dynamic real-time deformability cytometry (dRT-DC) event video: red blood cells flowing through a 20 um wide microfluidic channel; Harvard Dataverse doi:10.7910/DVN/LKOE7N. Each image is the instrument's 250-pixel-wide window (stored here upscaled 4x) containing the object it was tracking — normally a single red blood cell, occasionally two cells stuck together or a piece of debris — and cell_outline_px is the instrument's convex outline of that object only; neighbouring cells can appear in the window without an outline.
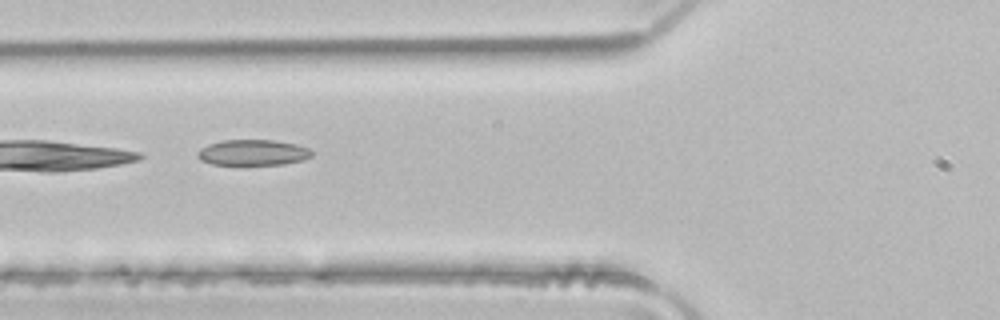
{"species": "common noctule bat (a hibernating species)", "species_latin": "Nyctalus noctula", "temperature_condition": "room temperature", "stored_images_in_passage": 7, "camera_frame_rate_fps": 3000, "um_per_image_px": 0.085, "animal": {"sex": "male", "body_mass_g": 21.5, "forearm_length_mm": 52.0}, "frame": {"image": 1, "passage_image": 5, "time_ms": 1.333, "image_size_px": [1000, 320], "cell_outline_px": [[312, 156], [304, 160], [284, 164], [212, 164], [200, 160], [196, 156], [196, 152], [200, 148], [208, 144], [220, 140], [276, 140], [296, 144], [308, 148], [312, 152]], "centroid_in_image_um": [21.47, 12.95], "position_along_channel_um": 104.3, "area_um2": 17.22}}
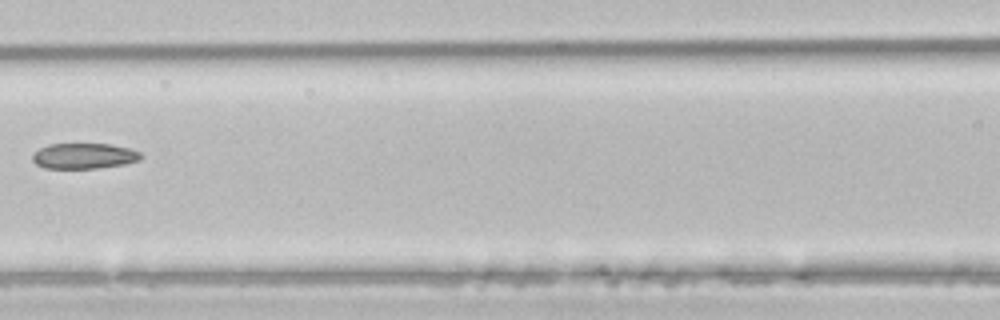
{"frame": {"image": 2, "passage_image": 6, "time_ms": 1.667, "image_size_px": [1000, 320], "cell_outline_px": [[144, 156], [140, 160], [124, 164], [96, 168], [44, 168], [36, 164], [32, 160], [32, 156], [40, 148], [48, 144], [112, 144], [128, 148], [140, 152]], "centroid_in_image_um": [7.16, 13.25], "position_along_channel_um": 159.4, "area_um2": 16.13}}
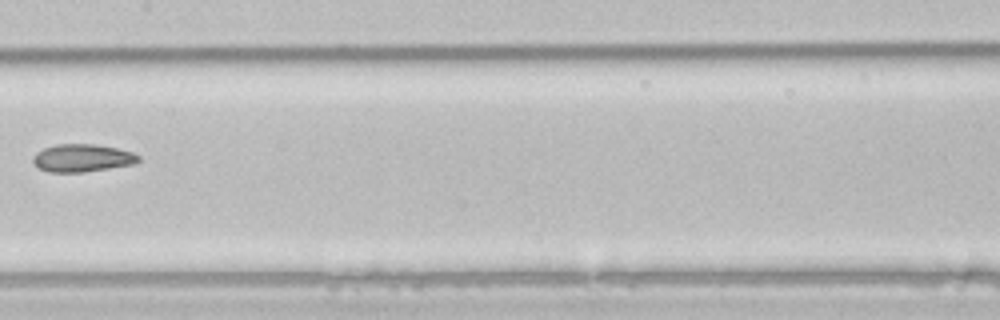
{"frame": {"image": 3, "passage_image": 7, "time_ms": 2.0, "image_size_px": [1000, 320], "cell_outline_px": [[140, 160], [132, 164], [84, 172], [48, 172], [40, 168], [32, 160], [36, 152], [44, 148], [56, 144], [96, 144], [116, 148], [132, 152], [140, 156]], "centroid_in_image_um": [6.99, 13.42], "position_along_channel_um": 200.4, "area_um2": 16.88}}